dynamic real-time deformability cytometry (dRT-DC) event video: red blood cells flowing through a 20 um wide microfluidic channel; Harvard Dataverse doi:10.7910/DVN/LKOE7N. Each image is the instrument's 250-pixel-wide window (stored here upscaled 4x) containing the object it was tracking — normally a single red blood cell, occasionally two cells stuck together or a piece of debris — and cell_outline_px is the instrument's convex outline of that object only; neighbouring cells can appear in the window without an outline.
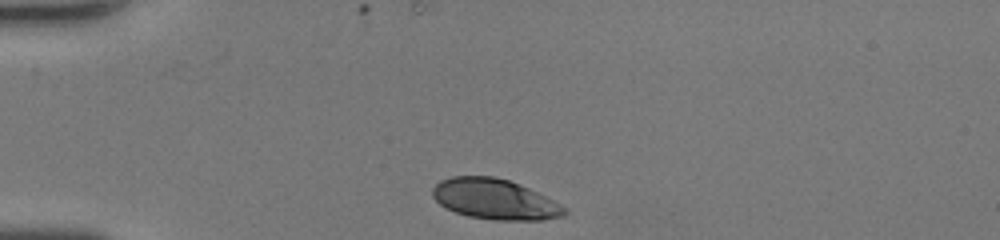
{"species": "human", "species_latin": "Homo sapiens", "temperature_condition": "room temperature", "stored_images_in_passage": 28, "camera_frame_rate_fps": 3000, "um_per_image_px": 0.085, "donor": {"sex": "female"}, "frame": {"image": 1, "passage_image": 1, "time_ms": 0.0, "image_size_px": [1000, 240], "cell_outline_px": [[568, 212], [564, 216], [540, 220], [492, 220], [468, 216], [444, 208], [432, 196], [432, 188], [440, 180], [452, 176], [492, 176], [508, 180], [520, 184], [568, 208]], "centroid_in_image_um": [42.04, 16.94], "position_along_channel_um": 43.0, "area_um2": 31.1}}
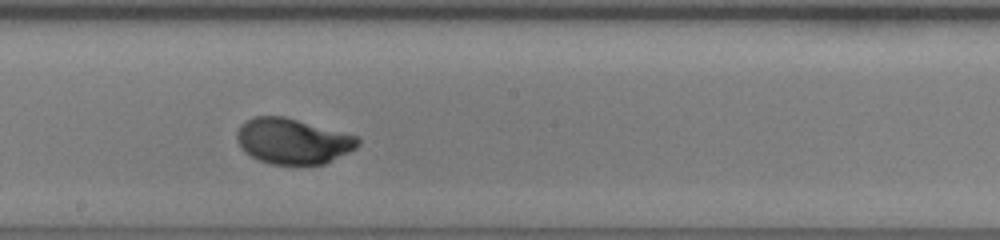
{"frame": {"image": 2, "passage_image": 16, "time_ms": 5.0, "image_size_px": [1000, 240], "cell_outline_px": [[360, 144], [356, 148], [324, 164], [272, 164], [260, 160], [244, 152], [240, 148], [236, 140], [236, 132], [240, 124], [244, 120], [252, 116], [284, 116], [356, 136], [360, 140]], "centroid_in_image_um": [24.83, 11.98], "position_along_channel_um": 223.4, "area_um2": 32.08}}
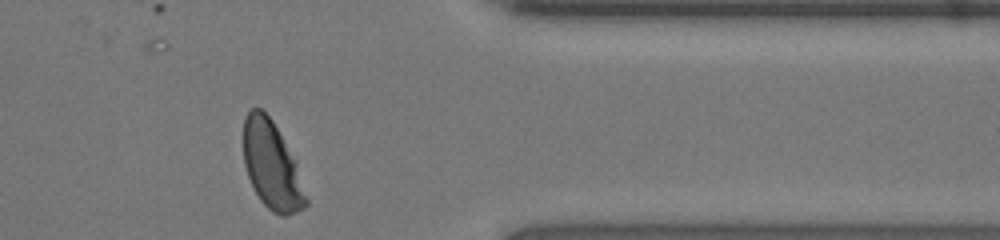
{"frame": {"image": 3, "passage_image": 28, "time_ms": 9.0, "image_size_px": [1000, 240], "cell_outline_px": [[308, 204], [304, 208], [288, 216], [280, 216], [272, 212], [260, 200], [248, 176], [244, 164], [244, 116], [252, 108], [260, 108], [272, 120], [296, 160], [308, 200]], "centroid_in_image_um": [23.12, 14.09], "position_along_channel_um": 388.3, "area_um2": 31.91}, "authors_computed_cell_mechanics": {"area_um2": 31.9056, "velocity_mm_per_s": 4.4155, "shape_relaxation_time_tau1_ms": 2.8645, "shape_relaxation_time_tau2_ms": null, "deformation_change_tau1": 0.1444, "deformation_change_tau2": null}}